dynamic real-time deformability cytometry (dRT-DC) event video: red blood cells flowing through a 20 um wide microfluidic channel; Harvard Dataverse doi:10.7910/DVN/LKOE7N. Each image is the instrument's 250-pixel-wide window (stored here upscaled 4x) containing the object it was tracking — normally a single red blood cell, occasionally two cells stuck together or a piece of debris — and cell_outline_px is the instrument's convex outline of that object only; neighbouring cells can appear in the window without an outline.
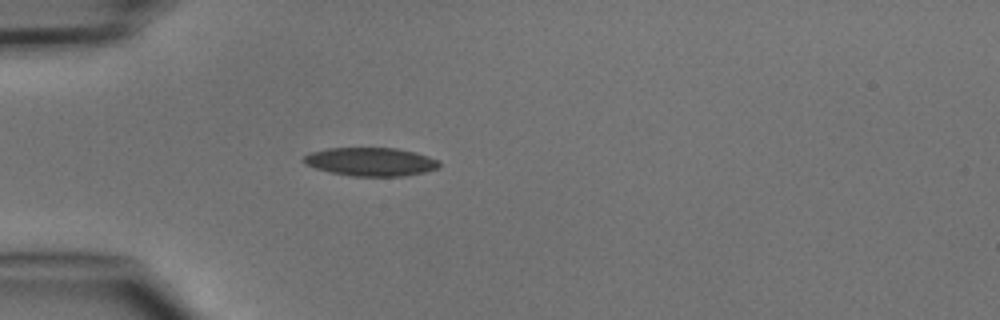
{"species": "common noctule bat (a hibernating species)", "species_latin": "Nyctalus noctula", "temperature_condition": "cold", "stored_images_in_passage": 3, "camera_frame_rate_fps": 3000, "um_per_image_px": 0.085, "animal": {"sex": "male", "body_mass_g": 15.6}, "frame": {"image": 1, "passage_image": 3, "time_ms": 2.333, "image_size_px": [1000, 320], "cell_outline_px": [[440, 168], [424, 172], [404, 176], [352, 176], [328, 172], [304, 164], [300, 160], [308, 152], [328, 148], [396, 148], [416, 152], [440, 160]], "centroid_in_image_um": [31.49, 13.75], "position_along_channel_um": 53.5, "area_um2": 22.77}}